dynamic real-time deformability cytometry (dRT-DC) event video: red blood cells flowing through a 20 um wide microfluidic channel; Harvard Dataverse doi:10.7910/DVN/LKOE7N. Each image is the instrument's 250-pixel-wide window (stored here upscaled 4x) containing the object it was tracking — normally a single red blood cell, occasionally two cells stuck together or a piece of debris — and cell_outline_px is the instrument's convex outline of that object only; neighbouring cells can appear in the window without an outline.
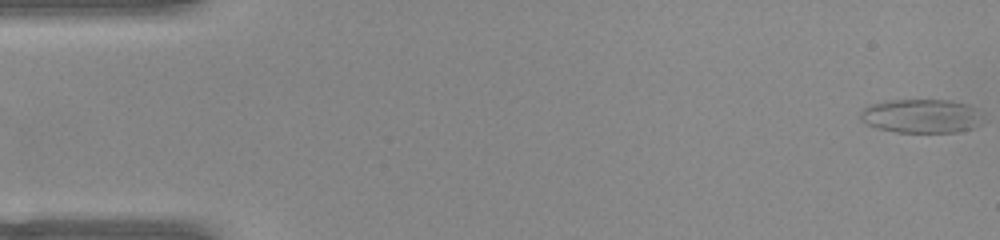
{"species": "common noctule bat (a hibernating species)", "species_latin": "Nyctalus noctula", "temperature_condition": "warm", "stored_images_in_passage": 53, "camera_frame_rate_fps": 3000, "um_per_image_px": 0.085, "animal": {"sex": "female", "body_mass_g": 22.0, "forearm_length_mm": 56.7}, "frame": {"image": 1, "passage_image": 1, "time_ms": 0.0, "image_size_px": [1000, 240], "cell_outline_px": [[984, 124], [972, 128], [956, 132], [896, 132], [876, 128], [860, 120], [860, 112], [868, 104], [888, 100], [948, 100], [968, 104], [984, 112]], "centroid_in_image_um": [78.37, 9.86], "position_along_channel_um": 6.6, "area_um2": 24.74}}
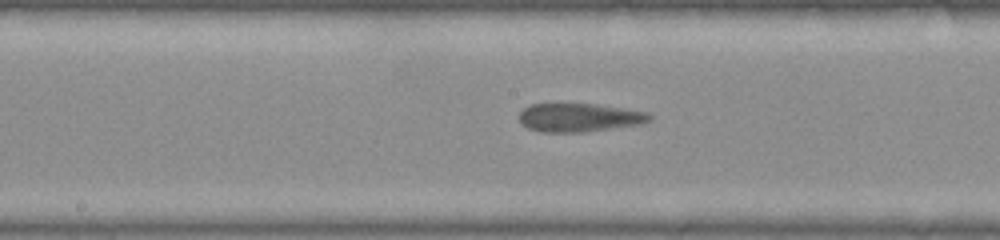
{"frame": {"image": 2, "passage_image": 27, "time_ms": 8.667, "image_size_px": [1000, 240], "cell_outline_px": [[652, 120], [640, 124], [584, 132], [540, 132], [528, 128], [520, 124], [520, 112], [524, 108], [532, 104], [596, 104], [648, 112], [652, 116]], "centroid_in_image_um": [49.24, 9.99], "position_along_channel_um": 199.0, "area_um2": 21.62}}
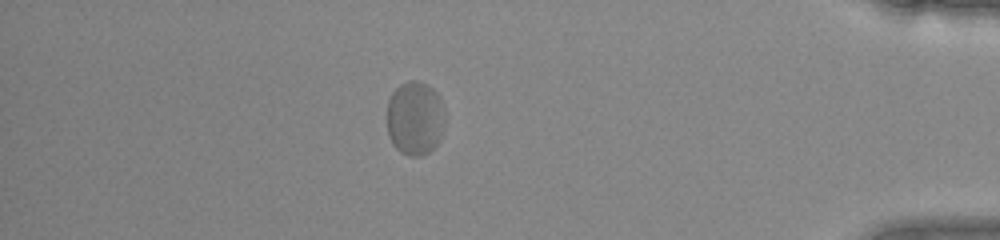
{"frame": {"image": 3, "passage_image": 46, "time_ms": 15.0, "image_size_px": [1000, 240], "cell_outline_px": [[444, 128], [440, 140], [428, 152], [420, 156], [408, 156], [400, 152], [392, 144], [388, 136], [388, 100], [392, 92], [400, 84], [408, 80], [416, 80], [428, 84], [440, 96], [444, 112]], "centroid_in_image_um": [35.28, 10.04], "position_along_channel_um": 399.9, "area_um2": 25.32}, "authors_computed_cell_mechanics": {"area_um2": 23.0622, "velocity_mm_per_s": 3.8612, "shape_relaxation_time_tau1_ms": null, "shape_relaxation_time_tau2_ms": 1.4851, "deformation_change_tau1": null, "deformation_change_tau2": 0.0773}}